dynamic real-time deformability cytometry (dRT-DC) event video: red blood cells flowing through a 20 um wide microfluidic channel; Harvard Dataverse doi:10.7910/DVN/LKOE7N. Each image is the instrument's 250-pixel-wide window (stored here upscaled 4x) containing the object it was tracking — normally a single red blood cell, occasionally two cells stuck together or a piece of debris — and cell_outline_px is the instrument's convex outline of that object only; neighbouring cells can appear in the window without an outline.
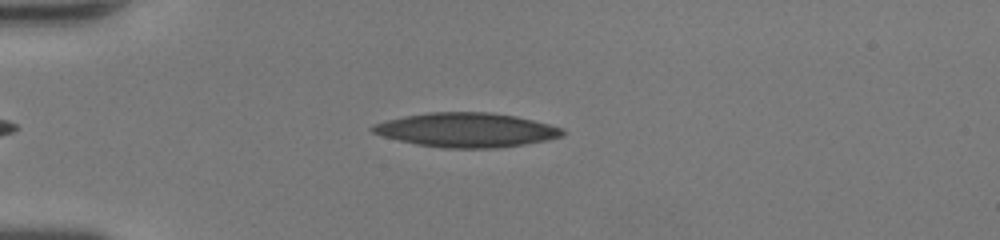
{"species": "human", "species_latin": "Homo sapiens", "temperature_condition": "room temperature", "stored_images_in_passage": 38, "camera_frame_rate_fps": 3000, "um_per_image_px": 0.085, "donor": {"sex": "female"}, "frame": {"image": 1, "passage_image": 7, "time_ms": 2.0, "image_size_px": [1000, 240], "cell_outline_px": [[564, 136], [548, 140], [524, 144], [496, 148], [444, 148], [416, 144], [384, 136], [372, 132], [368, 128], [372, 124], [384, 120], [404, 116], [428, 112], [488, 112], [516, 116], [564, 128]], "centroid_in_image_um": [39.63, 11.04], "position_along_channel_um": 45.4, "area_um2": 38.03}}
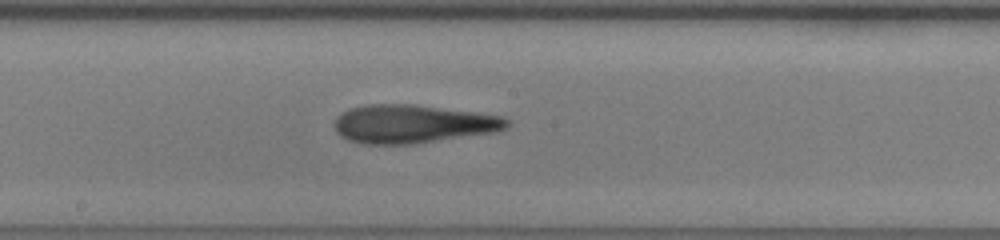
{"frame": {"image": 2, "passage_image": 21, "time_ms": 6.667, "image_size_px": [1000, 240], "cell_outline_px": [[508, 128], [496, 132], [416, 144], [364, 144], [348, 140], [340, 136], [336, 132], [336, 116], [340, 112], [348, 108], [368, 104], [416, 104], [476, 112], [504, 116], [508, 120]], "centroid_in_image_um": [35.1, 10.53], "position_along_channel_um": 213.1, "area_um2": 39.07}}
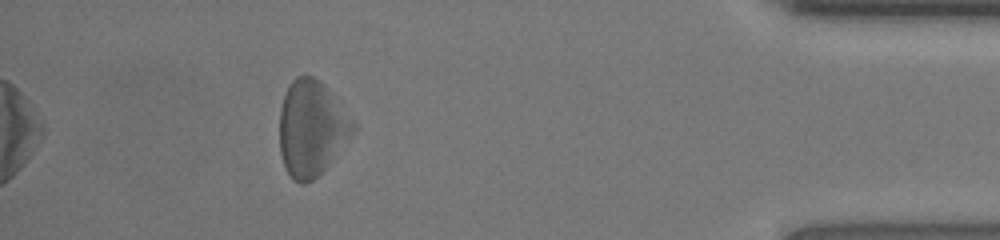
{"frame": {"image": 3, "passage_image": 38, "time_ms": 12.333, "image_size_px": [1000, 240], "cell_outline_px": [[356, 132], [328, 164], [312, 180], [304, 184], [300, 184], [292, 180], [284, 164], [280, 152], [280, 108], [288, 84], [296, 76], [312, 76], [320, 80], [356, 124]], "centroid_in_image_um": [26.47, 10.9], "position_along_channel_um": 408.7, "area_um2": 40.69}, "authors_computed_cell_mechanics": {"area_um2": 38.3214, "velocity_mm_per_s": 4.275, "shape_relaxation_time_tau1_ms": null, "shape_relaxation_time_tau2_ms": 5.9126, "deformation_change_tau1": null, "deformation_change_tau2": 0.256}}